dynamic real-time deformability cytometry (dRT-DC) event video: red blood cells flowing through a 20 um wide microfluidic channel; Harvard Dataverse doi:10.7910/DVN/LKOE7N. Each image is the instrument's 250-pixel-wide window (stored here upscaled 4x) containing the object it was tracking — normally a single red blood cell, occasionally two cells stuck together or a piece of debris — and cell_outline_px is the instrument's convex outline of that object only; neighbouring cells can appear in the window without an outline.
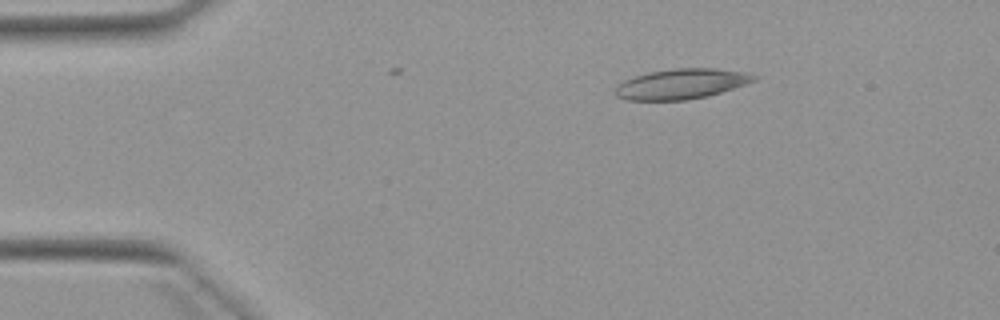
{"species": "Egyptian fruit bat (a non-hibernating species)", "species_latin": "Rousettus aegyptiacus", "temperature_condition": "warm", "stored_images_in_passage": 3, "camera_frame_rate_fps": 3000, "um_per_image_px": 0.085, "animal": {"sex": "female"}, "frame": {"image": 1, "passage_image": 1, "time_ms": 0.0, "image_size_px": [1000, 320], "cell_outline_px": [[760, 76], [756, 80], [708, 96], [688, 100], [624, 100], [616, 96], [616, 88], [624, 80], [648, 72], [672, 68], [716, 68], [744, 72]], "centroid_in_image_um": [57.92, 7.13], "position_along_channel_um": 27.1, "area_um2": 24.33}}
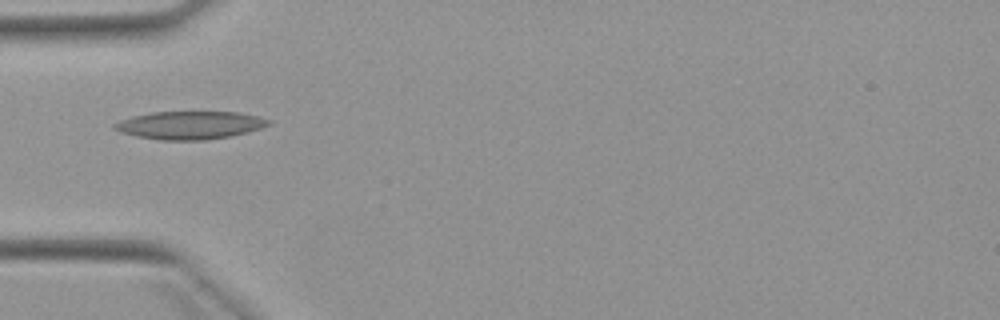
{"frame": {"image": 2, "passage_image": 3, "time_ms": 2.667, "image_size_px": [1000, 320], "cell_outline_px": [[272, 124], [248, 132], [232, 136], [208, 140], [160, 140], [136, 136], [120, 132], [112, 128], [112, 124], [120, 120], [132, 116], [152, 112], [236, 112], [260, 116], [272, 120]], "centroid_in_image_um": [16.16, 10.64], "position_along_channel_um": 68.8, "area_um2": 25.37}}